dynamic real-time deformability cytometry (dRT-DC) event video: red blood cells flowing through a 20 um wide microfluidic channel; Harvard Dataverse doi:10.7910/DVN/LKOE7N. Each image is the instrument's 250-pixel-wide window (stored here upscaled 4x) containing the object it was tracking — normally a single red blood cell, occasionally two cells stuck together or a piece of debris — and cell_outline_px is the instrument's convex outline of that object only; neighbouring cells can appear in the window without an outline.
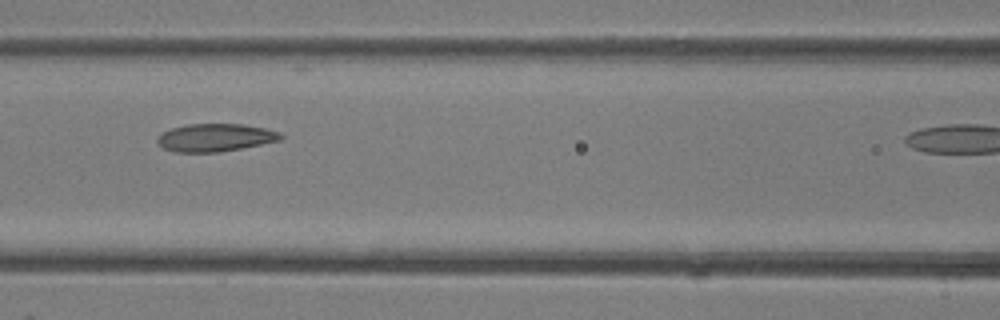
{"species": "common noctule bat (a hibernating species)", "species_latin": "Nyctalus noctula", "temperature_condition": "room temperature", "stored_images_in_passage": 9, "segment_of_instrument_passage": [1, 2], "camera_frame_rate_fps": 3000, "um_per_image_px": 0.085, "animal": {"sex": "female"}, "frame": {"image": 1, "passage_image": 7, "time_ms": 2.0, "image_size_px": [1000, 320], "cell_outline_px": [[284, 136], [280, 140], [220, 152], [172, 152], [164, 148], [156, 140], [160, 132], [172, 128], [188, 124], [244, 124], [264, 128], [280, 132]], "centroid_in_image_um": [18.27, 11.69], "position_along_channel_um": 148.3, "area_um2": 19.94}}